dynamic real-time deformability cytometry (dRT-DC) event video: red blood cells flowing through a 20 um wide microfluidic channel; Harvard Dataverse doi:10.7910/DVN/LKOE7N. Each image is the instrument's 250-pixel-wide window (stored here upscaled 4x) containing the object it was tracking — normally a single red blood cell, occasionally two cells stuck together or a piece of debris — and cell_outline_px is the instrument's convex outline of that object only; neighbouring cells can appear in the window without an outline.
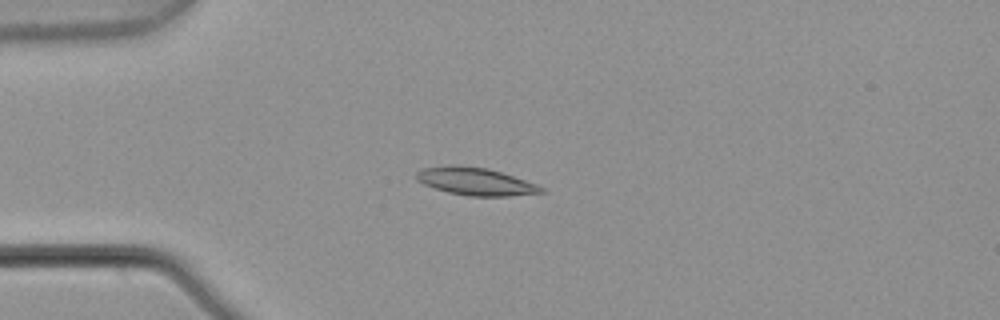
{"species": "common noctule bat (a hibernating species)", "species_latin": "Nyctalus noctula", "temperature_condition": "warm", "stored_images_in_passage": 5, "camera_frame_rate_fps": 3000, "um_per_image_px": 0.085, "animal": {"sex": "male", "body_mass_g": 21.5, "forearm_length_mm": 52.0}, "frame": {"image": 1, "passage_image": 3, "time_ms": 0.667, "image_size_px": [1000, 320], "cell_outline_px": [[548, 192], [508, 196], [468, 196], [448, 192], [424, 184], [416, 180], [416, 172], [424, 168], [448, 164], [456, 164], [488, 168], [536, 184], [544, 188]], "centroid_in_image_um": [40.41, 15.41], "position_along_channel_um": 44.6, "area_um2": 20.11}}
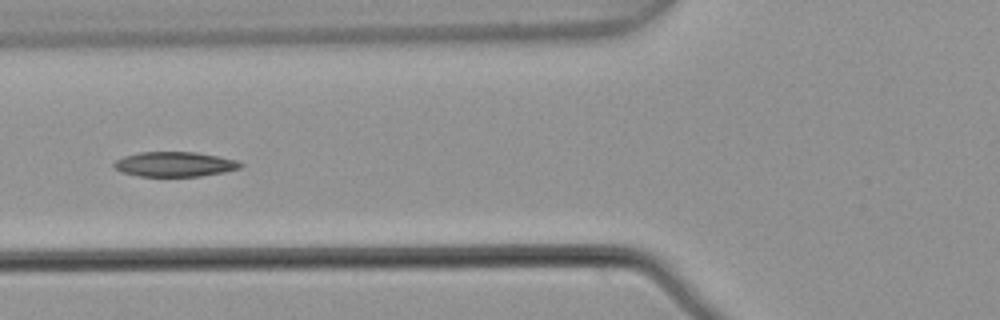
{"frame": {"image": 2, "passage_image": 5, "time_ms": 1.333, "image_size_px": [1000, 320], "cell_outline_px": [[244, 164], [240, 168], [224, 172], [200, 176], [140, 176], [120, 172], [112, 164], [116, 160], [124, 156], [140, 152], [196, 152], [236, 160]], "centroid_in_image_um": [14.83, 13.96], "position_along_channel_um": 111.0, "area_um2": 18.21}}